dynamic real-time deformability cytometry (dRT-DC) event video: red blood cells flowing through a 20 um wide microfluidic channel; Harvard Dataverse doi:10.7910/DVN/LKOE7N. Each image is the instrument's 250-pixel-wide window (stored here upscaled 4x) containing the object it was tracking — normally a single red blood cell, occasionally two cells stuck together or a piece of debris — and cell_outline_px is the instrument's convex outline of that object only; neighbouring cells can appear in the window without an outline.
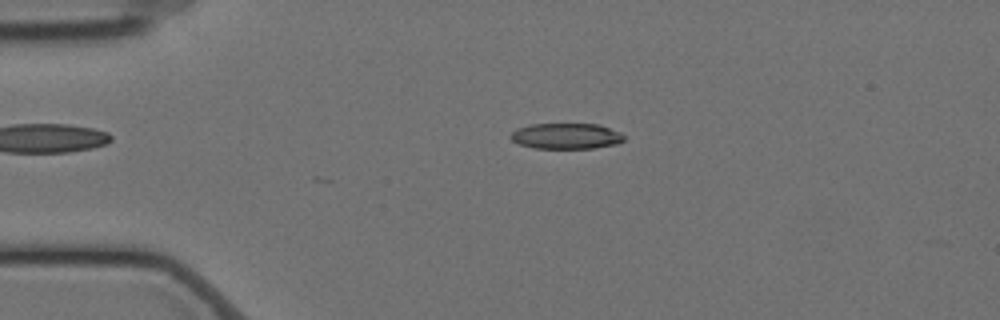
{"species": "Egyptian fruit bat (a non-hibernating species)", "species_latin": "Rousettus aegyptiacus", "temperature_condition": "cold", "stored_images_in_passage": 25, "camera_frame_rate_fps": 3000, "um_per_image_px": 0.085, "animal": {"sex": "female"}, "frame": {"image": 1, "passage_image": 12, "time_ms": 3.667, "image_size_px": [1000, 320], "cell_outline_px": [[624, 140], [616, 144], [592, 148], [532, 148], [520, 144], [512, 140], [508, 136], [516, 128], [528, 124], [600, 124], [620, 132], [624, 136]], "centroid_in_image_um": [48.1, 11.56], "position_along_channel_um": 36.9, "area_um2": 17.11}}
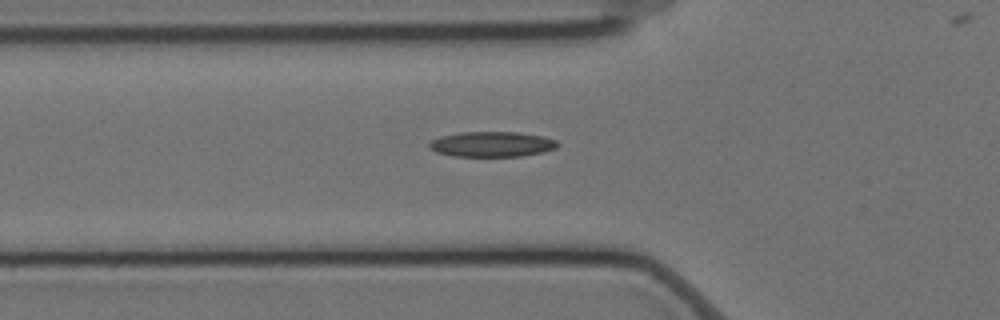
{"frame": {"image": 2, "passage_image": 19, "time_ms": 6.0, "image_size_px": [1000, 320], "cell_outline_px": [[560, 144], [556, 148], [544, 152], [520, 156], [452, 156], [436, 152], [428, 148], [428, 144], [432, 140], [440, 136], [460, 132], [516, 132], [544, 136], [556, 140]], "centroid_in_image_um": [41.81, 12.25], "position_along_channel_um": 84.0, "area_um2": 19.02}}
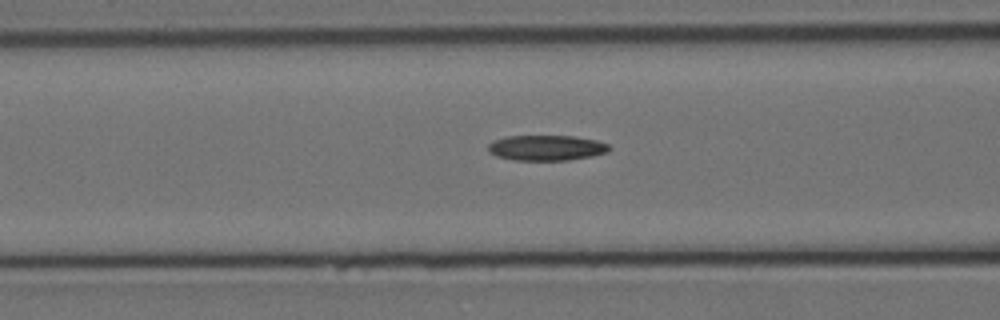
{"frame": {"image": 3, "passage_image": 22, "time_ms": 7.0, "image_size_px": [1000, 320], "cell_outline_px": [[612, 148], [608, 152], [592, 156], [568, 160], [512, 160], [496, 156], [488, 152], [488, 144], [492, 140], [504, 136], [572, 136], [596, 140], [608, 144]], "centroid_in_image_um": [46.42, 12.56], "position_along_channel_um": 120.2, "area_um2": 18.09}}